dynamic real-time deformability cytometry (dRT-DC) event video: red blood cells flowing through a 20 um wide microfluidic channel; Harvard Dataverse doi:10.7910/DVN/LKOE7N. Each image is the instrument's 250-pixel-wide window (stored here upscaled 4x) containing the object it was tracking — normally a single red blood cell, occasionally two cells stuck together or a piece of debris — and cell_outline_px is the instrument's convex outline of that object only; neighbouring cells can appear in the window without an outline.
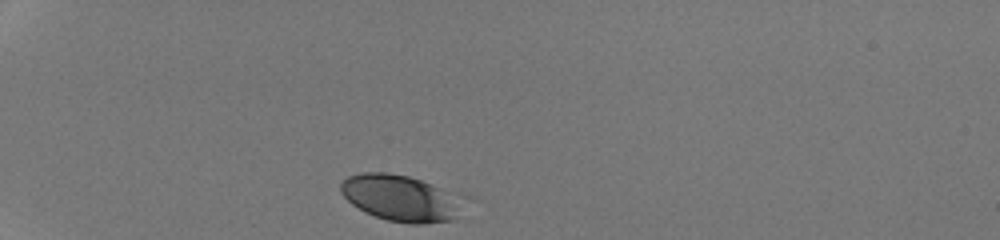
{"species": "human", "species_latin": "Homo sapiens", "temperature_condition": "room temperature", "stored_images_in_passage": 30, "camera_frame_rate_fps": 3000, "um_per_image_px": 0.085, "donor": {"sex": "male"}, "frame": {"image": 1, "passage_image": 1, "time_ms": 0.0, "image_size_px": [1000, 240], "cell_outline_px": [[480, 200], [456, 220], [420, 224], [412, 224], [388, 220], [364, 212], [352, 204], [340, 192], [340, 184], [348, 176], [360, 172], [388, 172], [408, 176], [476, 196]], "centroid_in_image_um": [34.43, 16.84], "position_along_channel_um": 50.6, "area_um2": 35.72}}
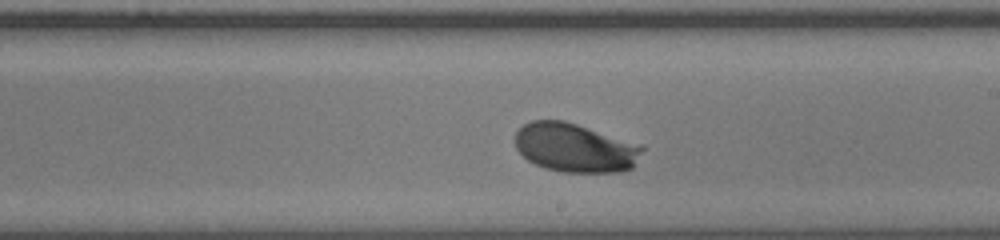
{"frame": {"image": 2, "passage_image": 18, "time_ms": 5.667, "image_size_px": [1000, 240], "cell_outline_px": [[644, 148], [632, 168], [620, 172], [564, 172], [544, 168], [528, 160], [516, 148], [516, 132], [524, 124], [532, 120], [564, 120], [576, 124]], "centroid_in_image_um": [48.81, 12.57], "position_along_channel_um": 240.2, "area_um2": 35.32}}
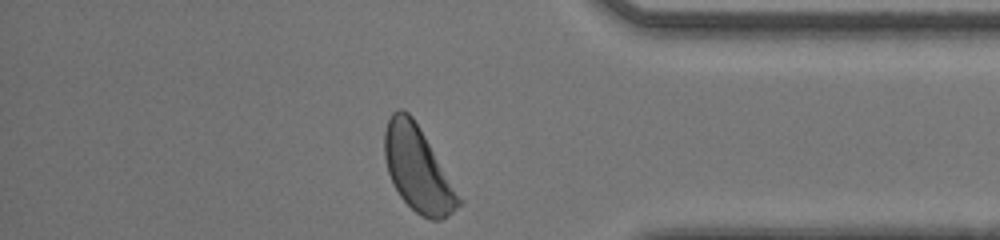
{"frame": {"image": 3, "passage_image": 30, "time_ms": 9.667, "image_size_px": [1000, 240], "cell_outline_px": [[464, 200], [448, 216], [440, 220], [428, 220], [420, 216], [400, 196], [388, 172], [384, 156], [384, 132], [388, 120], [392, 112], [396, 108], [400, 108], [408, 112], [412, 116], [420, 128]], "centroid_in_image_um": [35.52, 14.37], "position_along_channel_um": 399.7, "area_um2": 36.65}, "authors_computed_cell_mechanics": {"area_um2": 35.3158, "velocity_mm_per_s": 4.2301, "shape_relaxation_time_tau1_ms": 2.1104, "shape_relaxation_time_tau2_ms": null, "deformation_change_tau1": 0.1223, "deformation_change_tau2": null}}